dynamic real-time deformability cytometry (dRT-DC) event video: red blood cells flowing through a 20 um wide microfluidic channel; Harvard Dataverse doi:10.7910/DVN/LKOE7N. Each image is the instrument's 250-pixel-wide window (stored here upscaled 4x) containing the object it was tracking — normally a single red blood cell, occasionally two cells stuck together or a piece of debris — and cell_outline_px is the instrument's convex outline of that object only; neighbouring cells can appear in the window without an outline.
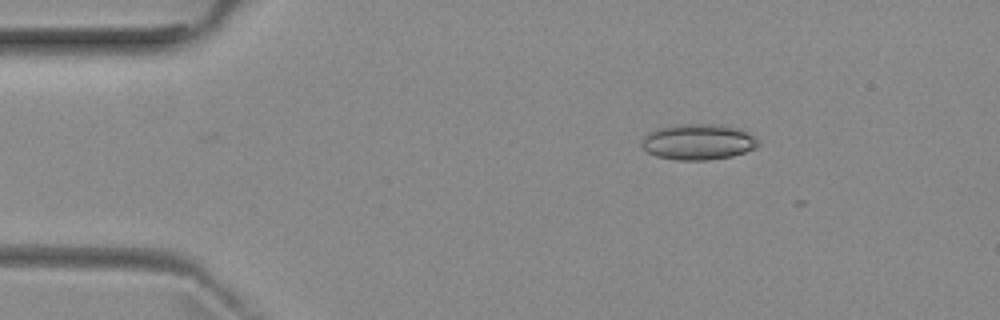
{"species": "common noctule bat (a hibernating species)", "species_latin": "Nyctalus noctula", "temperature_condition": "room temperature", "stored_images_in_passage": 3, "camera_frame_rate_fps": 3000, "um_per_image_px": 0.085, "animal": {"sex": "female", "body_mass_g": 29.2, "forearm_length_mm": 56.3}, "frame": {"image": 1, "passage_image": 3, "time_ms": 2.333, "image_size_px": [1000, 320], "cell_outline_px": [[760, 144], [756, 148], [732, 156], [708, 160], [676, 160], [656, 156], [648, 152], [640, 144], [644, 136], [648, 132], [660, 128], [680, 124], [720, 124], [736, 128], [748, 132]], "centroid_in_image_um": [59.33, 12.06], "position_along_channel_um": 25.7, "area_um2": 24.22}}